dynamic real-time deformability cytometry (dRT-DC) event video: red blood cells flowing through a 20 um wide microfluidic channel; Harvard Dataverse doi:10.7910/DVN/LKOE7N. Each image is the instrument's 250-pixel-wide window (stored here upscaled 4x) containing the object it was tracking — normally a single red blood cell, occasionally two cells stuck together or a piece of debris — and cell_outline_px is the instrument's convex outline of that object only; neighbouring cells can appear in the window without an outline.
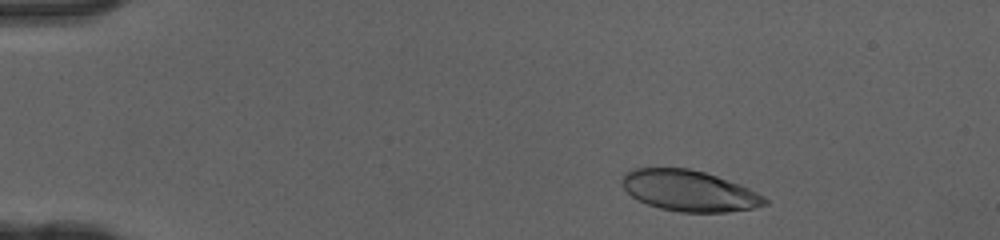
{"species": "human", "species_latin": "Homo sapiens", "temperature_condition": "cold", "stored_images_in_passage": 47, "camera_frame_rate_fps": 3000, "um_per_image_px": 0.085, "donor": {"sex": "female"}, "frame": {"image": 1, "passage_image": 5, "time_ms": 1.333, "image_size_px": [1000, 240], "cell_outline_px": [[768, 204], [752, 208], [724, 212], [680, 212], [660, 208], [648, 204], [632, 196], [624, 188], [624, 176], [628, 172], [636, 168], [688, 168], [704, 172], [716, 176], [748, 188], [764, 196], [768, 200]], "centroid_in_image_um": [58.61, 16.22], "position_along_channel_um": 26.4, "area_um2": 33.41}}
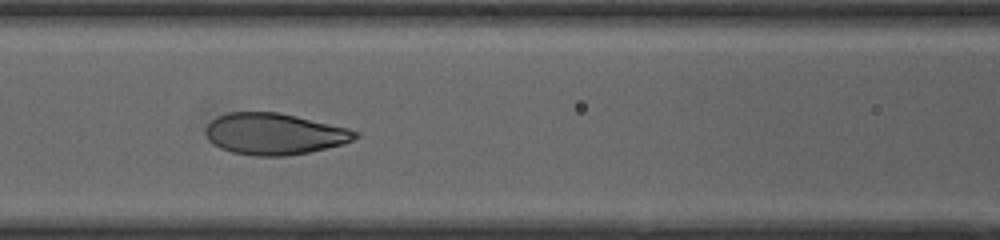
{"frame": {"image": 2, "passage_image": 20, "time_ms": 6.333, "image_size_px": [1000, 240], "cell_outline_px": [[360, 136], [344, 144], [308, 152], [284, 156], [256, 156], [232, 152], [220, 148], [212, 144], [208, 140], [204, 132], [208, 124], [216, 116], [228, 112], [280, 112], [348, 128], [360, 132]], "centroid_in_image_um": [23.31, 11.38], "position_along_channel_um": 143.3, "area_um2": 36.3}}
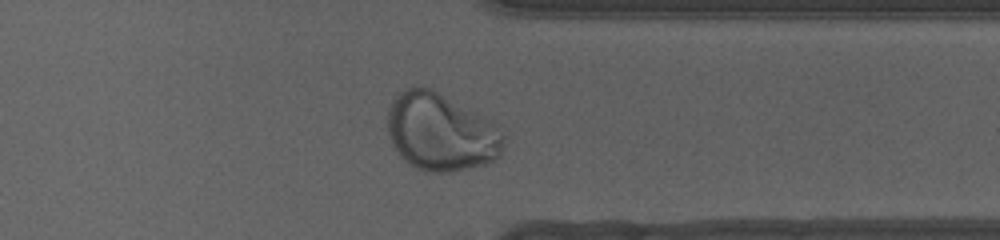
{"frame": {"image": 3, "passage_image": 37, "time_ms": 12.0, "image_size_px": [1000, 240], "cell_outline_px": [[508, 136], [500, 156], [484, 164], [468, 168], [448, 172], [424, 172], [416, 168], [404, 160], [400, 156], [392, 144], [388, 136], [388, 108], [392, 100], [404, 88], [432, 88], [492, 120]], "centroid_in_image_um": [37.51, 11.23], "position_along_channel_um": 373.9, "area_um2": 53.0}, "authors_computed_cell_mechanics": {"area_um2": 36.5296, "velocity_mm_per_s": 4.084, "shape_relaxation_time_tau1_ms": 4.2583, "shape_relaxation_time_tau2_ms": null, "deformation_change_tau1": 0.2264, "deformation_change_tau2": null}}